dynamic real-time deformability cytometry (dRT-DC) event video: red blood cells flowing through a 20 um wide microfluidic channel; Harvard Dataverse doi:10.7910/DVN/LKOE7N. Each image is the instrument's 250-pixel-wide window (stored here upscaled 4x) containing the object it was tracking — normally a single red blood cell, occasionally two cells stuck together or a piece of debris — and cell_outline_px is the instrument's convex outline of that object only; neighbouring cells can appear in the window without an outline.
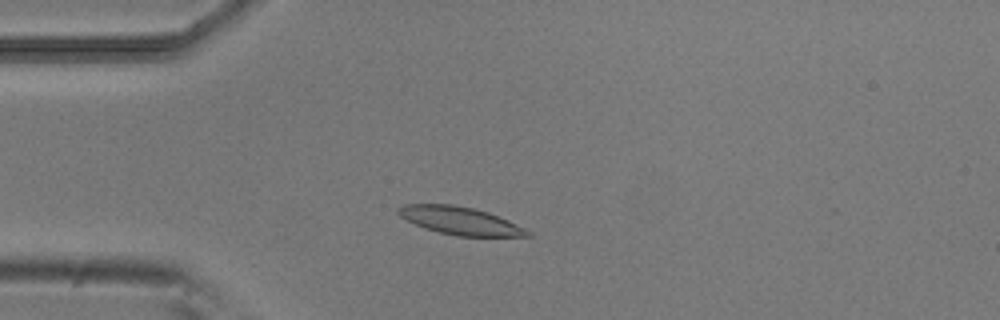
{"species": "common noctule bat (a hibernating species)", "species_latin": "Nyctalus noctula", "temperature_condition": "room temperature", "stored_images_in_passage": 5, "camera_frame_rate_fps": 3000, "um_per_image_px": 0.085, "animal": {"sex": "male", "body_mass_g": 20.5, "forearm_length_mm": 52.5}, "frame": {"image": 1, "passage_image": 2, "time_ms": 0.333, "image_size_px": [1000, 320], "cell_outline_px": [[532, 236], [456, 236], [424, 228], [400, 216], [396, 212], [396, 208], [404, 204], [452, 204], [472, 208], [488, 212], [508, 220], [532, 232]], "centroid_in_image_um": [39.1, 18.76], "position_along_channel_um": 45.9, "area_um2": 20.81}}